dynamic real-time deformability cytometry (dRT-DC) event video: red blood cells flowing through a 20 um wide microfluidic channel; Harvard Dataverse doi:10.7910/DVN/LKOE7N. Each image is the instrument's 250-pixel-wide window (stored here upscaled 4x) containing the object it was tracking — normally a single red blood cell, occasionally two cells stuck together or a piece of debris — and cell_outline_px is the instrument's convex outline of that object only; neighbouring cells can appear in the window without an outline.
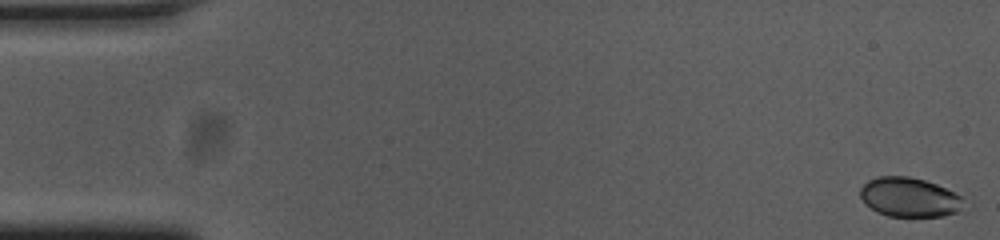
{"species": "common noctule bat (a hibernating species)", "species_latin": "Nyctalus noctula", "temperature_condition": "cold", "stored_images_in_passage": 55, "camera_frame_rate_fps": 3000, "um_per_image_px": 0.085, "animal": {"sex": "female", "body_mass_g": 23.0, "forearm_length_mm": 53.4}, "frame": {"image": 1, "passage_image": 1, "time_ms": 0.0, "image_size_px": [1000, 240], "cell_outline_px": [[972, 204], [968, 212], [944, 216], [888, 216], [876, 212], [864, 204], [860, 196], [860, 188], [868, 180], [876, 176], [908, 176], [924, 180], [936, 184], [960, 196]], "centroid_in_image_um": [77.41, 16.8], "position_along_channel_um": 7.6, "area_um2": 24.62}}
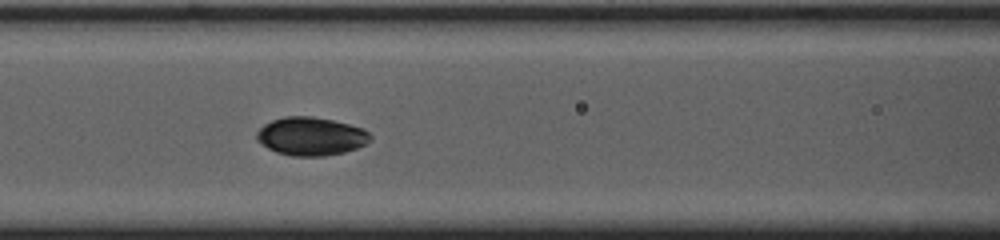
{"frame": {"image": 2, "passage_image": 23, "time_ms": 7.333, "image_size_px": [1000, 240], "cell_outline_px": [[372, 140], [356, 148], [344, 152], [324, 156], [292, 156], [276, 152], [268, 148], [256, 140], [256, 132], [264, 124], [272, 120], [284, 116], [312, 116], [332, 120], [348, 124], [360, 128], [368, 132], [372, 136]], "centroid_in_image_um": [26.4, 11.58], "position_along_channel_um": 140.2, "area_um2": 25.32}}
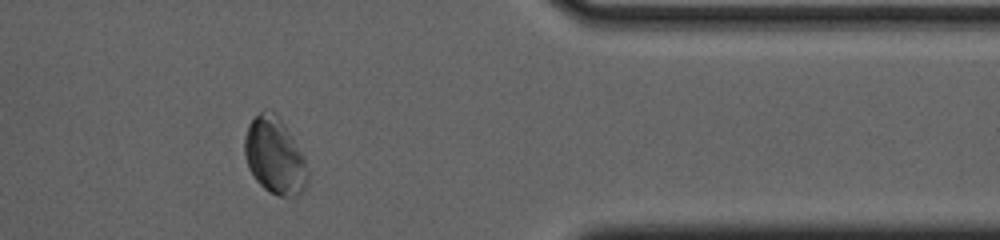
{"frame": {"image": 3, "passage_image": 45, "time_ms": 14.667, "image_size_px": [1000, 240], "cell_outline_px": [[308, 180], [300, 196], [296, 200], [280, 196], [264, 188], [256, 180], [248, 168], [244, 152], [244, 136], [248, 124], [260, 112], [272, 112], [284, 124], [304, 156], [308, 172]], "centroid_in_image_um": [23.36, 13.32], "position_along_channel_um": 388.0, "area_um2": 28.09}, "authors_computed_cell_mechanics": {"area_um2": 25.0274, "velocity_mm_per_s": 3.6798, "shape_relaxation_time_tau1_ms": 1.5183, "shape_relaxation_time_tau2_ms": null, "deformation_change_tau1": 0.0584, "deformation_change_tau2": null}}